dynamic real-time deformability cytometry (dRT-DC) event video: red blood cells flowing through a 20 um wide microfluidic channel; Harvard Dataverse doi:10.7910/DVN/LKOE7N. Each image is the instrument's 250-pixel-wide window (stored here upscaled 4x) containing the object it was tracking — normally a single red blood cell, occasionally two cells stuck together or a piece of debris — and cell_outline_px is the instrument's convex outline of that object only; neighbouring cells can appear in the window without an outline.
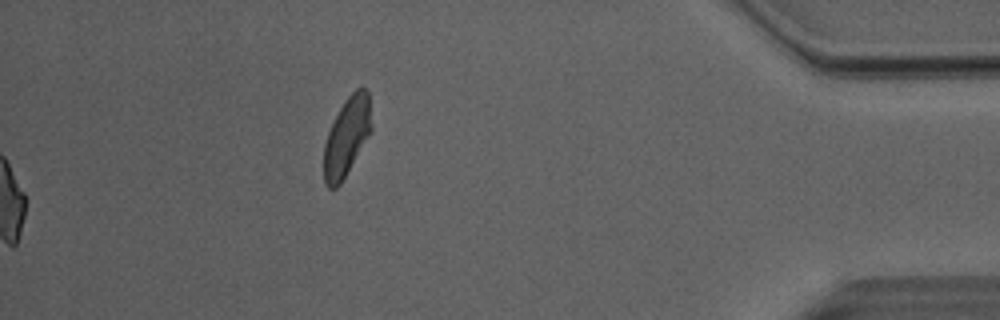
{"species": "Egyptian fruit bat (a non-hibernating species)", "species_latin": "Rousettus aegyptiacus", "temperature_condition": "room temperature", "stored_images_in_passage": 31, "camera_frame_rate_fps": 3000, "um_per_image_px": 0.085, "animal": {"sex": "male"}, "frame": {"image": 1, "passage_image": 31, "time_ms": 10.0, "image_size_px": [1000, 320], "cell_outline_px": [[372, 132], [340, 184], [336, 188], [328, 188], [324, 184], [324, 144], [328, 132], [344, 100], [360, 84], [368, 92], [372, 128]], "centroid_in_image_um": [29.49, 11.61], "position_along_channel_um": 405.7, "area_um2": 21.85}, "authors_computed_cell_mechanics": {"area_um2": 22.542, "velocity_mm_per_s": 4.0469, "shape_relaxation_time_tau1_ms": 3.6836, "shape_relaxation_time_tau2_ms": 1.0197, "deformation_change_tau1": 0.1367, "deformation_change_tau2": 0.0681}}